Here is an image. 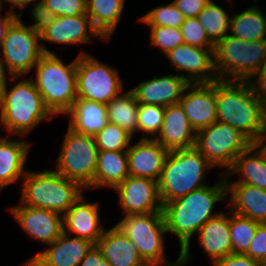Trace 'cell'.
<instances>
[{
	"instance_id": "cell-1",
	"label": "cell",
	"mask_w": 266,
	"mask_h": 266,
	"mask_svg": "<svg viewBox=\"0 0 266 266\" xmlns=\"http://www.w3.org/2000/svg\"><path fill=\"white\" fill-rule=\"evenodd\" d=\"M227 178L223 174L219 184L202 187L162 205V213L168 232L178 236L180 242L181 264L189 260V243L191 236L210 219L218 216L212 214L214 203L227 196Z\"/></svg>"
},
{
	"instance_id": "cell-2",
	"label": "cell",
	"mask_w": 266,
	"mask_h": 266,
	"mask_svg": "<svg viewBox=\"0 0 266 266\" xmlns=\"http://www.w3.org/2000/svg\"><path fill=\"white\" fill-rule=\"evenodd\" d=\"M217 121L238 129L253 144L266 134V107L249 81H215Z\"/></svg>"
},
{
	"instance_id": "cell-3",
	"label": "cell",
	"mask_w": 266,
	"mask_h": 266,
	"mask_svg": "<svg viewBox=\"0 0 266 266\" xmlns=\"http://www.w3.org/2000/svg\"><path fill=\"white\" fill-rule=\"evenodd\" d=\"M213 167L195 147L169 151L158 181L161 204L205 187L204 170Z\"/></svg>"
},
{
	"instance_id": "cell-4",
	"label": "cell",
	"mask_w": 266,
	"mask_h": 266,
	"mask_svg": "<svg viewBox=\"0 0 266 266\" xmlns=\"http://www.w3.org/2000/svg\"><path fill=\"white\" fill-rule=\"evenodd\" d=\"M35 87L51 114L67 113L77 98V58L64 64L55 54H43L35 67Z\"/></svg>"
},
{
	"instance_id": "cell-5",
	"label": "cell",
	"mask_w": 266,
	"mask_h": 266,
	"mask_svg": "<svg viewBox=\"0 0 266 266\" xmlns=\"http://www.w3.org/2000/svg\"><path fill=\"white\" fill-rule=\"evenodd\" d=\"M6 81L0 95V121L7 131L28 134L40 121L52 115L33 80H22L10 91Z\"/></svg>"
},
{
	"instance_id": "cell-6",
	"label": "cell",
	"mask_w": 266,
	"mask_h": 266,
	"mask_svg": "<svg viewBox=\"0 0 266 266\" xmlns=\"http://www.w3.org/2000/svg\"><path fill=\"white\" fill-rule=\"evenodd\" d=\"M23 205L66 212L82 195L81 186L56 171L26 172L23 176Z\"/></svg>"
},
{
	"instance_id": "cell-7",
	"label": "cell",
	"mask_w": 266,
	"mask_h": 266,
	"mask_svg": "<svg viewBox=\"0 0 266 266\" xmlns=\"http://www.w3.org/2000/svg\"><path fill=\"white\" fill-rule=\"evenodd\" d=\"M214 59L219 79L223 80L222 76L229 74L232 77L229 80L251 81L250 78L266 63V39L247 42L227 34L215 45Z\"/></svg>"
},
{
	"instance_id": "cell-8",
	"label": "cell",
	"mask_w": 266,
	"mask_h": 266,
	"mask_svg": "<svg viewBox=\"0 0 266 266\" xmlns=\"http://www.w3.org/2000/svg\"><path fill=\"white\" fill-rule=\"evenodd\" d=\"M116 225L137 246L140 256L148 265H181V254L174 264H167L163 256V235L168 231L162 212L128 215Z\"/></svg>"
},
{
	"instance_id": "cell-9",
	"label": "cell",
	"mask_w": 266,
	"mask_h": 266,
	"mask_svg": "<svg viewBox=\"0 0 266 266\" xmlns=\"http://www.w3.org/2000/svg\"><path fill=\"white\" fill-rule=\"evenodd\" d=\"M98 152L94 136L69 127L55 171L83 188H90L96 173Z\"/></svg>"
},
{
	"instance_id": "cell-10",
	"label": "cell",
	"mask_w": 266,
	"mask_h": 266,
	"mask_svg": "<svg viewBox=\"0 0 266 266\" xmlns=\"http://www.w3.org/2000/svg\"><path fill=\"white\" fill-rule=\"evenodd\" d=\"M21 15L19 13L10 24L0 45L8 72L15 81L18 76L34 68L44 53L52 54L41 44L38 45L41 34L31 26H25L20 20Z\"/></svg>"
},
{
	"instance_id": "cell-11",
	"label": "cell",
	"mask_w": 266,
	"mask_h": 266,
	"mask_svg": "<svg viewBox=\"0 0 266 266\" xmlns=\"http://www.w3.org/2000/svg\"><path fill=\"white\" fill-rule=\"evenodd\" d=\"M253 143L238 129L216 121L196 133L194 147L214 167L233 166L235 159Z\"/></svg>"
},
{
	"instance_id": "cell-12",
	"label": "cell",
	"mask_w": 266,
	"mask_h": 266,
	"mask_svg": "<svg viewBox=\"0 0 266 266\" xmlns=\"http://www.w3.org/2000/svg\"><path fill=\"white\" fill-rule=\"evenodd\" d=\"M117 72L87 54L77 57V98L108 104L122 89Z\"/></svg>"
},
{
	"instance_id": "cell-13",
	"label": "cell",
	"mask_w": 266,
	"mask_h": 266,
	"mask_svg": "<svg viewBox=\"0 0 266 266\" xmlns=\"http://www.w3.org/2000/svg\"><path fill=\"white\" fill-rule=\"evenodd\" d=\"M114 189L119 192L120 204L126 216L162 212L156 180L128 176Z\"/></svg>"
},
{
	"instance_id": "cell-14",
	"label": "cell",
	"mask_w": 266,
	"mask_h": 266,
	"mask_svg": "<svg viewBox=\"0 0 266 266\" xmlns=\"http://www.w3.org/2000/svg\"><path fill=\"white\" fill-rule=\"evenodd\" d=\"M214 49L182 44L165 55L178 70L189 72L187 80L190 83H212L219 79L217 74L209 73V71L216 73ZM207 72L208 75L205 74Z\"/></svg>"
},
{
	"instance_id": "cell-15",
	"label": "cell",
	"mask_w": 266,
	"mask_h": 266,
	"mask_svg": "<svg viewBox=\"0 0 266 266\" xmlns=\"http://www.w3.org/2000/svg\"><path fill=\"white\" fill-rule=\"evenodd\" d=\"M10 210L28 235L48 245L64 232L63 218L58 212L23 204Z\"/></svg>"
},
{
	"instance_id": "cell-16",
	"label": "cell",
	"mask_w": 266,
	"mask_h": 266,
	"mask_svg": "<svg viewBox=\"0 0 266 266\" xmlns=\"http://www.w3.org/2000/svg\"><path fill=\"white\" fill-rule=\"evenodd\" d=\"M49 245L50 248L29 259L26 266H79L95 244L84 238H71L63 232Z\"/></svg>"
},
{
	"instance_id": "cell-17",
	"label": "cell",
	"mask_w": 266,
	"mask_h": 266,
	"mask_svg": "<svg viewBox=\"0 0 266 266\" xmlns=\"http://www.w3.org/2000/svg\"><path fill=\"white\" fill-rule=\"evenodd\" d=\"M191 90L182 96L183 107L191 126L197 132L217 121L215 81L212 83H190Z\"/></svg>"
},
{
	"instance_id": "cell-18",
	"label": "cell",
	"mask_w": 266,
	"mask_h": 266,
	"mask_svg": "<svg viewBox=\"0 0 266 266\" xmlns=\"http://www.w3.org/2000/svg\"><path fill=\"white\" fill-rule=\"evenodd\" d=\"M190 82L185 75H171L154 77L131 91L134 93L139 104H151L169 106L177 104L182 98L184 91L189 89Z\"/></svg>"
},
{
	"instance_id": "cell-19",
	"label": "cell",
	"mask_w": 266,
	"mask_h": 266,
	"mask_svg": "<svg viewBox=\"0 0 266 266\" xmlns=\"http://www.w3.org/2000/svg\"><path fill=\"white\" fill-rule=\"evenodd\" d=\"M168 152L154 138H142L127 148L129 176L159 181Z\"/></svg>"
},
{
	"instance_id": "cell-20",
	"label": "cell",
	"mask_w": 266,
	"mask_h": 266,
	"mask_svg": "<svg viewBox=\"0 0 266 266\" xmlns=\"http://www.w3.org/2000/svg\"><path fill=\"white\" fill-rule=\"evenodd\" d=\"M196 133L183 107L177 103L165 107L160 136L154 139L168 151L188 149L194 147Z\"/></svg>"
},
{
	"instance_id": "cell-21",
	"label": "cell",
	"mask_w": 266,
	"mask_h": 266,
	"mask_svg": "<svg viewBox=\"0 0 266 266\" xmlns=\"http://www.w3.org/2000/svg\"><path fill=\"white\" fill-rule=\"evenodd\" d=\"M98 213L97 204L84 203L81 195L63 214V231L68 233L69 230L77 234L76 237L87 239L96 245L104 233V228L99 225Z\"/></svg>"
},
{
	"instance_id": "cell-22",
	"label": "cell",
	"mask_w": 266,
	"mask_h": 266,
	"mask_svg": "<svg viewBox=\"0 0 266 266\" xmlns=\"http://www.w3.org/2000/svg\"><path fill=\"white\" fill-rule=\"evenodd\" d=\"M94 36L101 37L104 39L93 27L90 17L85 14H79L76 16H59L56 17L55 21L43 30L41 39L44 41L63 43V44H78L90 42V38L87 31Z\"/></svg>"
},
{
	"instance_id": "cell-23",
	"label": "cell",
	"mask_w": 266,
	"mask_h": 266,
	"mask_svg": "<svg viewBox=\"0 0 266 266\" xmlns=\"http://www.w3.org/2000/svg\"><path fill=\"white\" fill-rule=\"evenodd\" d=\"M111 266H147L137 246L115 225L105 231L96 244Z\"/></svg>"
},
{
	"instance_id": "cell-24",
	"label": "cell",
	"mask_w": 266,
	"mask_h": 266,
	"mask_svg": "<svg viewBox=\"0 0 266 266\" xmlns=\"http://www.w3.org/2000/svg\"><path fill=\"white\" fill-rule=\"evenodd\" d=\"M67 114H71V129L90 136H95L109 122L106 104L83 98H76Z\"/></svg>"
},
{
	"instance_id": "cell-25",
	"label": "cell",
	"mask_w": 266,
	"mask_h": 266,
	"mask_svg": "<svg viewBox=\"0 0 266 266\" xmlns=\"http://www.w3.org/2000/svg\"><path fill=\"white\" fill-rule=\"evenodd\" d=\"M231 193V205L235 206L230 212L266 223V190L250 184H227V192Z\"/></svg>"
},
{
	"instance_id": "cell-26",
	"label": "cell",
	"mask_w": 266,
	"mask_h": 266,
	"mask_svg": "<svg viewBox=\"0 0 266 266\" xmlns=\"http://www.w3.org/2000/svg\"><path fill=\"white\" fill-rule=\"evenodd\" d=\"M229 221L230 218L227 217V214L219 213L218 216L207 221L198 231V240L204 251L212 258V264L232 253Z\"/></svg>"
},
{
	"instance_id": "cell-27",
	"label": "cell",
	"mask_w": 266,
	"mask_h": 266,
	"mask_svg": "<svg viewBox=\"0 0 266 266\" xmlns=\"http://www.w3.org/2000/svg\"><path fill=\"white\" fill-rule=\"evenodd\" d=\"M129 176L127 149L122 151H99L96 173L92 187L115 188Z\"/></svg>"
},
{
	"instance_id": "cell-28",
	"label": "cell",
	"mask_w": 266,
	"mask_h": 266,
	"mask_svg": "<svg viewBox=\"0 0 266 266\" xmlns=\"http://www.w3.org/2000/svg\"><path fill=\"white\" fill-rule=\"evenodd\" d=\"M258 149L255 144H252L249 148L243 151L236 159L233 166L224 174L228 177L229 174L239 173L242 179L233 184H250L260 189L266 190V156L261 149ZM229 172V173H228Z\"/></svg>"
},
{
	"instance_id": "cell-29",
	"label": "cell",
	"mask_w": 266,
	"mask_h": 266,
	"mask_svg": "<svg viewBox=\"0 0 266 266\" xmlns=\"http://www.w3.org/2000/svg\"><path fill=\"white\" fill-rule=\"evenodd\" d=\"M28 149L29 144L24 141L0 138V190L17 181L21 174L25 175L23 166Z\"/></svg>"
},
{
	"instance_id": "cell-30",
	"label": "cell",
	"mask_w": 266,
	"mask_h": 266,
	"mask_svg": "<svg viewBox=\"0 0 266 266\" xmlns=\"http://www.w3.org/2000/svg\"><path fill=\"white\" fill-rule=\"evenodd\" d=\"M125 0H86V13L94 29L105 39L113 34Z\"/></svg>"
},
{
	"instance_id": "cell-31",
	"label": "cell",
	"mask_w": 266,
	"mask_h": 266,
	"mask_svg": "<svg viewBox=\"0 0 266 266\" xmlns=\"http://www.w3.org/2000/svg\"><path fill=\"white\" fill-rule=\"evenodd\" d=\"M106 107L109 122L125 129L131 136L138 131L139 103L131 90L114 97Z\"/></svg>"
},
{
	"instance_id": "cell-32",
	"label": "cell",
	"mask_w": 266,
	"mask_h": 266,
	"mask_svg": "<svg viewBox=\"0 0 266 266\" xmlns=\"http://www.w3.org/2000/svg\"><path fill=\"white\" fill-rule=\"evenodd\" d=\"M257 6L232 17L230 20V35L239 37L243 41L266 39V16Z\"/></svg>"
},
{
	"instance_id": "cell-33",
	"label": "cell",
	"mask_w": 266,
	"mask_h": 266,
	"mask_svg": "<svg viewBox=\"0 0 266 266\" xmlns=\"http://www.w3.org/2000/svg\"><path fill=\"white\" fill-rule=\"evenodd\" d=\"M197 19L205 29L209 40L216 45L230 31V20L226 11L212 0L198 14Z\"/></svg>"
},
{
	"instance_id": "cell-34",
	"label": "cell",
	"mask_w": 266,
	"mask_h": 266,
	"mask_svg": "<svg viewBox=\"0 0 266 266\" xmlns=\"http://www.w3.org/2000/svg\"><path fill=\"white\" fill-rule=\"evenodd\" d=\"M229 221L232 253L245 254L255 236L259 222L231 212Z\"/></svg>"
},
{
	"instance_id": "cell-35",
	"label": "cell",
	"mask_w": 266,
	"mask_h": 266,
	"mask_svg": "<svg viewBox=\"0 0 266 266\" xmlns=\"http://www.w3.org/2000/svg\"><path fill=\"white\" fill-rule=\"evenodd\" d=\"M94 139L99 151H122L129 145L132 136L125 129L108 122Z\"/></svg>"
},
{
	"instance_id": "cell-36",
	"label": "cell",
	"mask_w": 266,
	"mask_h": 266,
	"mask_svg": "<svg viewBox=\"0 0 266 266\" xmlns=\"http://www.w3.org/2000/svg\"><path fill=\"white\" fill-rule=\"evenodd\" d=\"M140 20L150 27L168 26L180 28L185 21V17L172 2L166 6L154 8Z\"/></svg>"
},
{
	"instance_id": "cell-37",
	"label": "cell",
	"mask_w": 266,
	"mask_h": 266,
	"mask_svg": "<svg viewBox=\"0 0 266 266\" xmlns=\"http://www.w3.org/2000/svg\"><path fill=\"white\" fill-rule=\"evenodd\" d=\"M165 107L151 104H139L138 130L155 136L160 133L164 120Z\"/></svg>"
},
{
	"instance_id": "cell-38",
	"label": "cell",
	"mask_w": 266,
	"mask_h": 266,
	"mask_svg": "<svg viewBox=\"0 0 266 266\" xmlns=\"http://www.w3.org/2000/svg\"><path fill=\"white\" fill-rule=\"evenodd\" d=\"M151 44L158 46L164 54L184 44L180 28L168 26L151 27Z\"/></svg>"
},
{
	"instance_id": "cell-39",
	"label": "cell",
	"mask_w": 266,
	"mask_h": 266,
	"mask_svg": "<svg viewBox=\"0 0 266 266\" xmlns=\"http://www.w3.org/2000/svg\"><path fill=\"white\" fill-rule=\"evenodd\" d=\"M184 44L197 46L200 48H215V45L209 40L205 29L195 18H185L180 27Z\"/></svg>"
},
{
	"instance_id": "cell-40",
	"label": "cell",
	"mask_w": 266,
	"mask_h": 266,
	"mask_svg": "<svg viewBox=\"0 0 266 266\" xmlns=\"http://www.w3.org/2000/svg\"><path fill=\"white\" fill-rule=\"evenodd\" d=\"M43 2L57 17H72L86 13V0H43Z\"/></svg>"
},
{
	"instance_id": "cell-41",
	"label": "cell",
	"mask_w": 266,
	"mask_h": 266,
	"mask_svg": "<svg viewBox=\"0 0 266 266\" xmlns=\"http://www.w3.org/2000/svg\"><path fill=\"white\" fill-rule=\"evenodd\" d=\"M245 254L258 261L262 266H266V223L258 225L255 236Z\"/></svg>"
},
{
	"instance_id": "cell-42",
	"label": "cell",
	"mask_w": 266,
	"mask_h": 266,
	"mask_svg": "<svg viewBox=\"0 0 266 266\" xmlns=\"http://www.w3.org/2000/svg\"><path fill=\"white\" fill-rule=\"evenodd\" d=\"M33 17L36 23L31 27L41 33L50 26L56 19V15L44 4L43 0L39 1L33 8Z\"/></svg>"
},
{
	"instance_id": "cell-43",
	"label": "cell",
	"mask_w": 266,
	"mask_h": 266,
	"mask_svg": "<svg viewBox=\"0 0 266 266\" xmlns=\"http://www.w3.org/2000/svg\"><path fill=\"white\" fill-rule=\"evenodd\" d=\"M211 0H175L173 3L185 18H195Z\"/></svg>"
},
{
	"instance_id": "cell-44",
	"label": "cell",
	"mask_w": 266,
	"mask_h": 266,
	"mask_svg": "<svg viewBox=\"0 0 266 266\" xmlns=\"http://www.w3.org/2000/svg\"><path fill=\"white\" fill-rule=\"evenodd\" d=\"M213 266H262L258 261L246 254L231 253L221 259L216 260Z\"/></svg>"
},
{
	"instance_id": "cell-45",
	"label": "cell",
	"mask_w": 266,
	"mask_h": 266,
	"mask_svg": "<svg viewBox=\"0 0 266 266\" xmlns=\"http://www.w3.org/2000/svg\"><path fill=\"white\" fill-rule=\"evenodd\" d=\"M254 75H258L257 83L249 81L255 95L263 102L266 107V63L257 70Z\"/></svg>"
},
{
	"instance_id": "cell-46",
	"label": "cell",
	"mask_w": 266,
	"mask_h": 266,
	"mask_svg": "<svg viewBox=\"0 0 266 266\" xmlns=\"http://www.w3.org/2000/svg\"><path fill=\"white\" fill-rule=\"evenodd\" d=\"M79 266H111L103 257L102 251L94 245Z\"/></svg>"
},
{
	"instance_id": "cell-47",
	"label": "cell",
	"mask_w": 266,
	"mask_h": 266,
	"mask_svg": "<svg viewBox=\"0 0 266 266\" xmlns=\"http://www.w3.org/2000/svg\"><path fill=\"white\" fill-rule=\"evenodd\" d=\"M1 11V7H0ZM17 14L10 10L9 13L6 14L4 18L0 17V45L5 37L6 31L10 24L17 18Z\"/></svg>"
},
{
	"instance_id": "cell-48",
	"label": "cell",
	"mask_w": 266,
	"mask_h": 266,
	"mask_svg": "<svg viewBox=\"0 0 266 266\" xmlns=\"http://www.w3.org/2000/svg\"><path fill=\"white\" fill-rule=\"evenodd\" d=\"M4 62L2 61L0 57V95L1 91L4 87L5 81H6V75H5V69H4Z\"/></svg>"
},
{
	"instance_id": "cell-49",
	"label": "cell",
	"mask_w": 266,
	"mask_h": 266,
	"mask_svg": "<svg viewBox=\"0 0 266 266\" xmlns=\"http://www.w3.org/2000/svg\"><path fill=\"white\" fill-rule=\"evenodd\" d=\"M5 1L10 2L11 4H13V6H18L22 9H24L25 5H27L28 3H30L33 0H5ZM0 5L2 6L1 0H0Z\"/></svg>"
},
{
	"instance_id": "cell-50",
	"label": "cell",
	"mask_w": 266,
	"mask_h": 266,
	"mask_svg": "<svg viewBox=\"0 0 266 266\" xmlns=\"http://www.w3.org/2000/svg\"><path fill=\"white\" fill-rule=\"evenodd\" d=\"M266 134L259 140V141H257L256 143H255V145L259 148L260 147V149L262 150V152L264 153V155L266 156V144L265 145H263L264 143H266L265 142V140H266Z\"/></svg>"
}]
</instances>
